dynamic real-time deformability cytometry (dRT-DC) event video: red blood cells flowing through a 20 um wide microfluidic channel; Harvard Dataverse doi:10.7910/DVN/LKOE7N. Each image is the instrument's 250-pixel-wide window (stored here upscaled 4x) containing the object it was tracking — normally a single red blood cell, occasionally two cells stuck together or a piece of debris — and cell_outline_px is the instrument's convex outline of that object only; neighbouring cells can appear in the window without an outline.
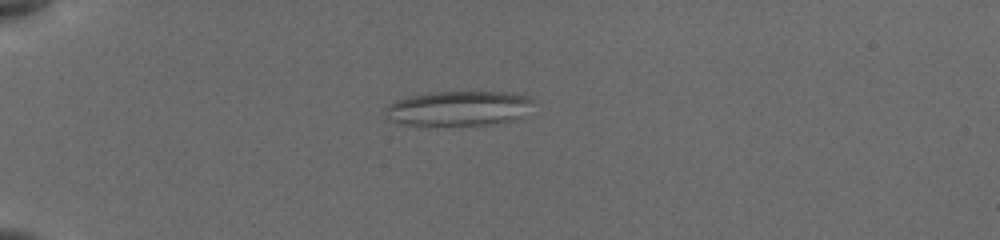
{"species": "common noctule bat (a hibernating species)", "species_latin": "Nyctalus noctula", "temperature_condition": "cold", "stored_images_in_passage": 5, "camera_frame_rate_fps": 3000, "um_per_image_px": 0.085, "animal": {"sex": "female", "body_mass_g": 19.5, "forearm_length_mm": 54.1}, "frame": {"image": 1, "passage_image": 1, "time_ms": 0.0, "image_size_px": [1000, 240], "cell_outline_px": [[532, 100], [520, 116], [516, 120], [492, 124], [396, 124], [388, 120], [384, 116], [384, 112], [388, 104], [396, 100], [412, 96], [432, 92], [512, 92], [528, 96]], "centroid_in_image_um": [38.9, 9.2], "position_along_channel_um": 46.1, "area_um2": 29.59}}